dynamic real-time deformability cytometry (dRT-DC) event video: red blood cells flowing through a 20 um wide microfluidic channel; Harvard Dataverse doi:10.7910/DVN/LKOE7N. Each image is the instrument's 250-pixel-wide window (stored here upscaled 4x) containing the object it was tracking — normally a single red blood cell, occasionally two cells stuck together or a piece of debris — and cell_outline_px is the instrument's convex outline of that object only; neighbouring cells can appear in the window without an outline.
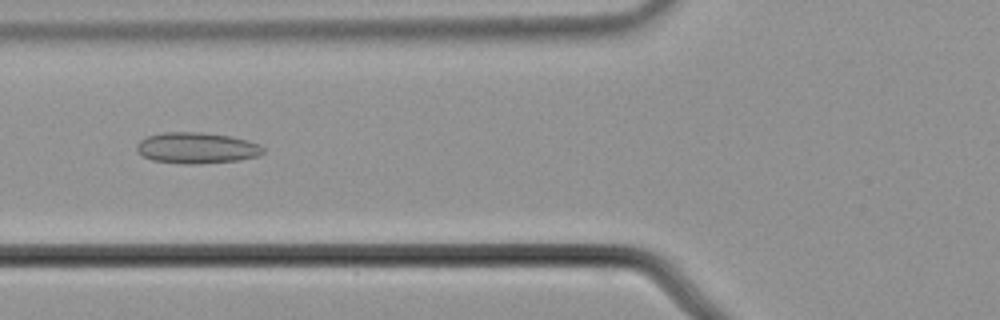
{"species": "common noctule bat (a hibernating species)", "species_latin": "Nyctalus noctula", "temperature_condition": "cold", "stored_images_in_passage": 56, "camera_frame_rate_fps": 3000, "um_per_image_px": 0.085, "animal": {"sex": "male", "body_mass_g": 21.5, "forearm_length_mm": 52.0}, "frame": {"image": 1, "passage_image": 22, "time_ms": 7.0, "image_size_px": [1000, 320], "cell_outline_px": [[264, 152], [260, 156], [240, 160], [196, 164], [184, 164], [152, 160], [144, 156], [136, 148], [136, 144], [140, 140], [148, 136], [164, 132], [200, 132], [228, 136], [248, 140], [260, 144], [264, 148]], "centroid_in_image_um": [16.75, 12.58], "position_along_channel_um": 109.0, "area_um2": 22.89}}
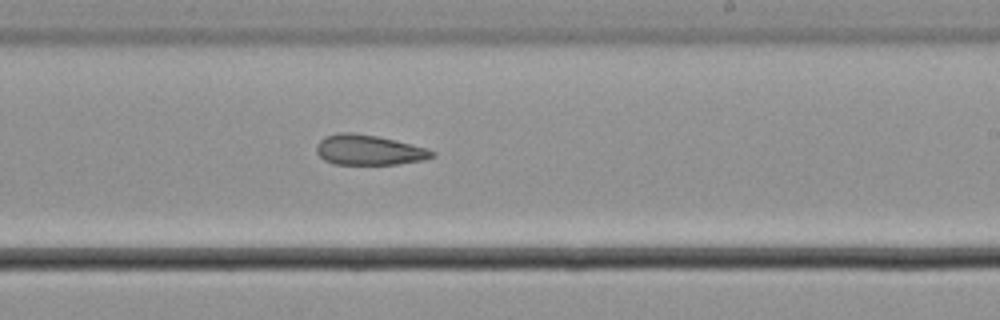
{"frame": {"image": 2, "passage_image": 34, "time_ms": 11.0, "image_size_px": [1000, 320], "cell_outline_px": [[436, 156], [424, 160], [396, 164], [332, 164], [324, 160], [316, 152], [316, 144], [324, 136], [340, 132], [352, 132], [376, 136], [428, 148], [436, 152]], "centroid_in_image_um": [31.34, 12.75], "position_along_channel_um": 257.7, "area_um2": 20.4}}
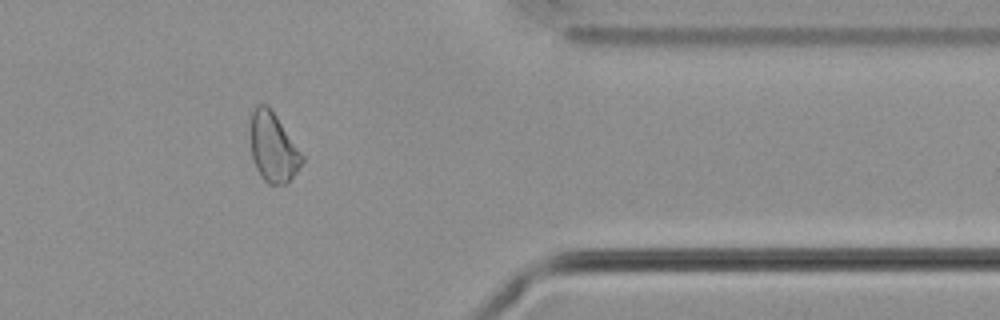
{"frame": {"image": 3, "passage_image": 46, "time_ms": 15.0, "image_size_px": [1000, 320], "cell_outline_px": [[304, 160], [296, 172], [284, 184], [268, 184], [260, 176], [256, 168], [252, 156], [252, 112], [256, 104], [268, 104], [304, 156]], "centroid_in_image_um": [23.23, 12.52], "position_along_channel_um": 388.2, "area_um2": 20.4}, "authors_computed_cell_mechanics": {"area_um2": 22.8021, "velocity_mm_per_s": 3.715, "shape_relaxation_time_tau1_ms": null, "shape_relaxation_time_tau2_ms": 7.2556, "deformation_change_tau1": null, "deformation_change_tau2": 0.1784}}